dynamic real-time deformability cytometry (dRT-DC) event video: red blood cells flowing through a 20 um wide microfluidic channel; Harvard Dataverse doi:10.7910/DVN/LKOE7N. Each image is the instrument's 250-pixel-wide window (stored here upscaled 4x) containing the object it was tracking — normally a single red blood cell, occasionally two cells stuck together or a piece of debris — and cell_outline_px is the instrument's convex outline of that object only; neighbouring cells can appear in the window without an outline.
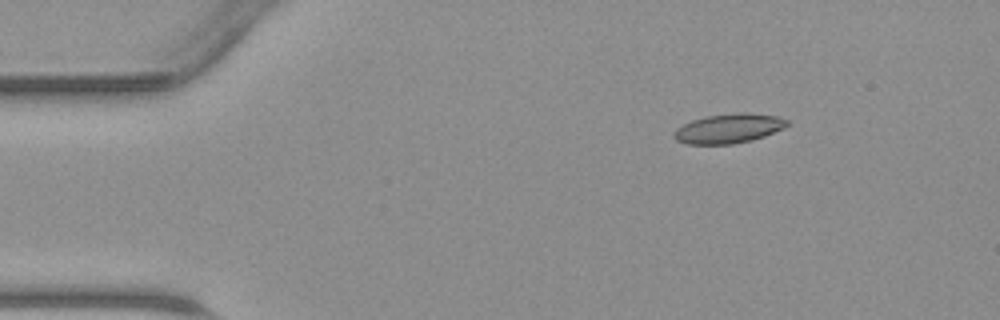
{"species": "common noctule bat (a hibernating species)", "species_latin": "Nyctalus noctula", "temperature_condition": "warm", "stored_images_in_passage": 41, "camera_frame_rate_fps": 3000, "um_per_image_px": 0.085, "animal": {"sex": "male", "body_mass_g": 23.1, "forearm_length_mm": 52.7}, "frame": {"image": 1, "passage_image": 1, "time_ms": 0.0, "image_size_px": [1000, 320], "cell_outline_px": [[788, 124], [784, 128], [764, 136], [752, 140], [732, 144], [688, 144], [676, 140], [672, 136], [676, 128], [692, 120], [704, 116], [736, 112], [748, 112], [776, 116], [788, 120]], "centroid_in_image_um": [61.92, 10.91], "position_along_channel_um": 23.1, "area_um2": 19.54}}
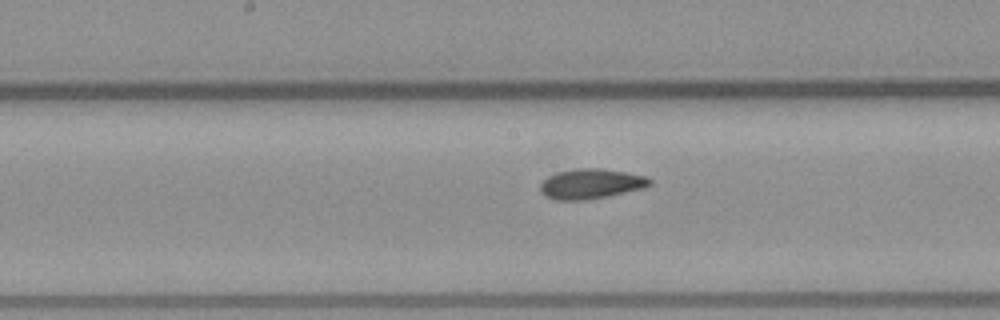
{"frame": {"image": 2, "passage_image": 18, "time_ms": 5.667, "image_size_px": [1000, 320], "cell_outline_px": [[652, 184], [644, 188], [608, 196], [584, 200], [552, 200], [544, 196], [540, 192], [540, 184], [548, 176], [556, 172], [576, 168], [600, 168], [628, 172], [644, 176], [652, 180]], "centroid_in_image_um": [50.21, 15.62], "position_along_channel_um": 198.0, "area_um2": 19.36}}
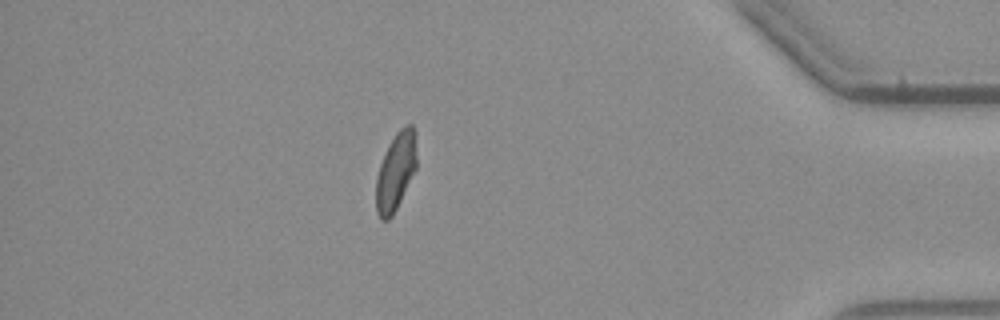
{"frame": {"image": 3, "passage_image": 35, "time_ms": 11.333, "image_size_px": [1000, 320], "cell_outline_px": [[416, 168], [392, 216], [388, 220], [380, 220], [376, 212], [376, 176], [380, 164], [388, 144], [396, 132], [400, 128], [408, 124], [412, 124], [416, 156]], "centroid_in_image_um": [33.6, 14.6], "position_along_channel_um": 401.6, "area_um2": 18.09}}